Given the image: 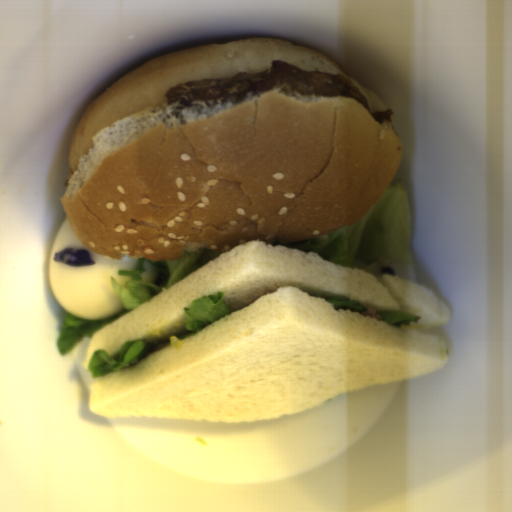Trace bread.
Returning a JSON list of instances; mask_svg holds the SVG:
<instances>
[{
    "instance_id": "1",
    "label": "bread",
    "mask_w": 512,
    "mask_h": 512,
    "mask_svg": "<svg viewBox=\"0 0 512 512\" xmlns=\"http://www.w3.org/2000/svg\"><path fill=\"white\" fill-rule=\"evenodd\" d=\"M272 61L344 75L370 112L389 110L299 41L253 37L164 53L95 96L75 127L60 201L78 240L113 260L168 261L249 241L285 247L363 218L401 166L393 121L380 124L344 96L287 89L179 115L164 97Z\"/></svg>"
},
{
    "instance_id": "2",
    "label": "bread",
    "mask_w": 512,
    "mask_h": 512,
    "mask_svg": "<svg viewBox=\"0 0 512 512\" xmlns=\"http://www.w3.org/2000/svg\"><path fill=\"white\" fill-rule=\"evenodd\" d=\"M217 291L231 312L198 332L185 330L183 307ZM331 296L419 320L398 329L335 310ZM450 318L440 295L411 280L250 240L95 332L85 368L96 350L115 357L126 341L138 340L150 348L133 365L92 380L88 406L108 418L284 417L342 393L437 371L449 348L435 330Z\"/></svg>"
}]
</instances>
